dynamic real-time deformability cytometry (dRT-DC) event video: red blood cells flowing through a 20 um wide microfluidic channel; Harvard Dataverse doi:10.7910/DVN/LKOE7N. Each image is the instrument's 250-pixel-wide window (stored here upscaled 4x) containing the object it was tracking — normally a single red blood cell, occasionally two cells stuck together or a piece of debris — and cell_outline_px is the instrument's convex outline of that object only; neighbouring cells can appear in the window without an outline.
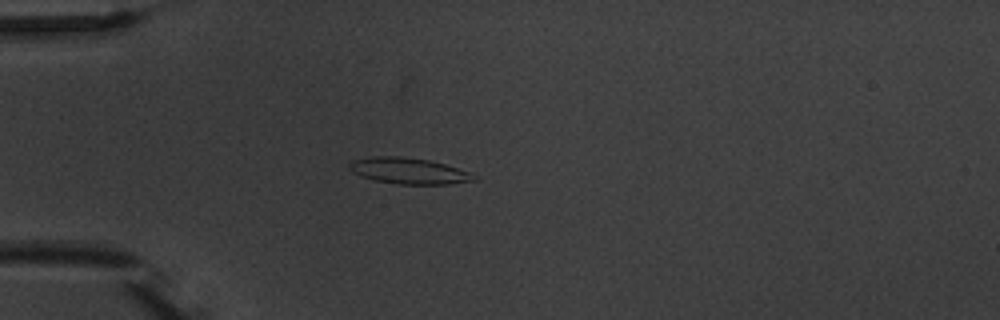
{"species": "common noctule bat (a hibernating species)", "species_latin": "Nyctalus noctula", "temperature_condition": "warm", "stored_images_in_passage": 4, "camera_frame_rate_fps": 3000, "um_per_image_px": 0.085, "animal": {"sex": "male", "body_mass_g": 20.1, "forearm_length_mm": 53.5}, "frame": {"image": 1, "passage_image": 3, "time_ms": 3.333, "image_size_px": [1000, 320], "cell_outline_px": [[480, 180], [448, 184], [396, 184], [376, 180], [360, 176], [352, 172], [348, 168], [348, 164], [352, 160], [372, 156], [400, 156], [428, 160], [444, 164], [468, 172], [476, 176]], "centroid_in_image_um": [34.71, 14.52], "position_along_channel_um": 50.3, "area_um2": 18.96}}